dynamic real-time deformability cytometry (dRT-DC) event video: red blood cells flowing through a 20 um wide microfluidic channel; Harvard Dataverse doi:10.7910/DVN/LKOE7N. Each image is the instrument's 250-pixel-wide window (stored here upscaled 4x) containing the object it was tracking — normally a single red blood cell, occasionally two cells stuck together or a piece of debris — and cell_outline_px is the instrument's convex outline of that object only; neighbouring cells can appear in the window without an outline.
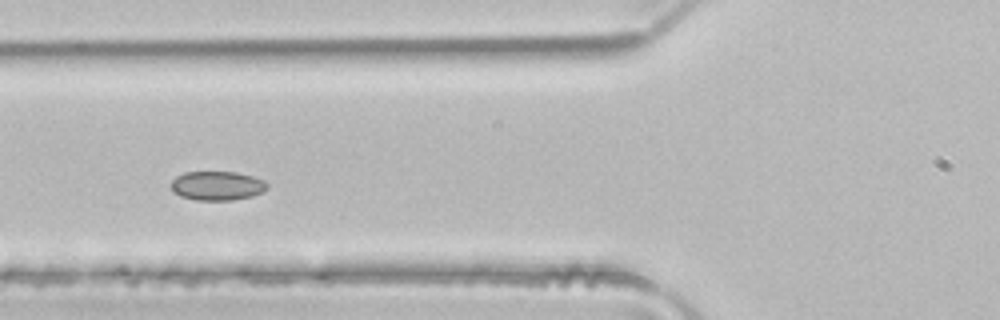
{"species": "common noctule bat (a hibernating species)", "species_latin": "Nyctalus noctula", "temperature_condition": "room temperature", "stored_images_in_passage": 6, "camera_frame_rate_fps": 3000, "um_per_image_px": 0.085, "animal": {"sex": "male", "body_mass_g": 21.5, "forearm_length_mm": 52.0}, "frame": {"image": 1, "passage_image": 4, "time_ms": 1.0, "image_size_px": [1000, 320], "cell_outline_px": [[268, 188], [264, 192], [252, 196], [232, 200], [196, 200], [180, 196], [172, 192], [168, 184], [176, 176], [184, 172], [236, 172], [252, 176], [264, 180], [268, 184]], "centroid_in_image_um": [18.43, 15.79], "position_along_channel_um": 107.4, "area_um2": 16.59}}
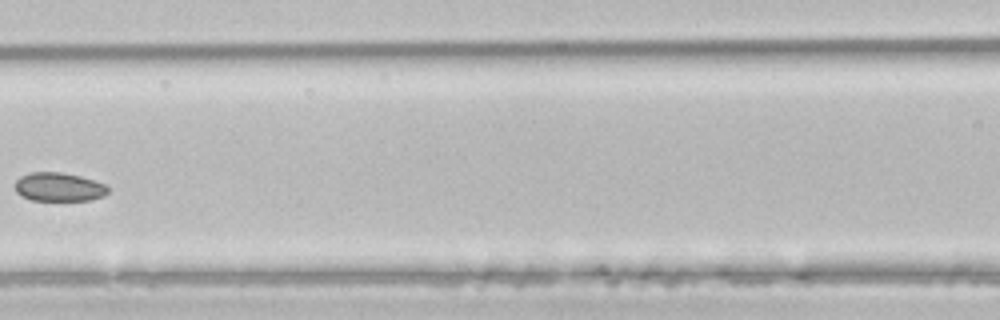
{"frame": {"image": 2, "passage_image": 5, "time_ms": 1.333, "image_size_px": [1000, 320], "cell_outline_px": [[108, 192], [104, 196], [88, 200], [32, 200], [20, 196], [16, 192], [16, 180], [20, 176], [28, 172], [60, 172], [80, 176], [108, 184]], "centroid_in_image_um": [5.01, 15.88], "position_along_channel_um": 161.6, "area_um2": 15.66}}
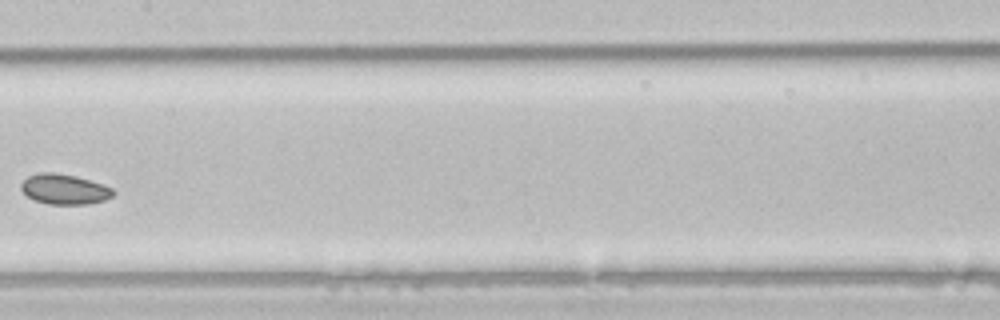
{"frame": {"image": 3, "passage_image": 6, "time_ms": 1.667, "image_size_px": [1000, 320], "cell_outline_px": [[116, 192], [112, 196], [104, 200], [88, 204], [48, 204], [36, 200], [28, 196], [20, 188], [20, 184], [28, 176], [40, 172], [52, 172], [76, 176], [104, 184], [112, 188]], "centroid_in_image_um": [5.49, 16.07], "position_along_channel_um": 201.9, "area_um2": 16.18}}